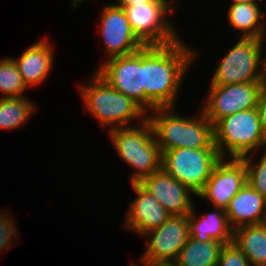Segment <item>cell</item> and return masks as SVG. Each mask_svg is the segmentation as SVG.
I'll list each match as a JSON object with an SVG mask.
<instances>
[{
	"mask_svg": "<svg viewBox=\"0 0 266 266\" xmlns=\"http://www.w3.org/2000/svg\"><path fill=\"white\" fill-rule=\"evenodd\" d=\"M181 38L168 45L143 47L144 110L177 107L179 90L199 51ZM198 53V54H197Z\"/></svg>",
	"mask_w": 266,
	"mask_h": 266,
	"instance_id": "cell-1",
	"label": "cell"
},
{
	"mask_svg": "<svg viewBox=\"0 0 266 266\" xmlns=\"http://www.w3.org/2000/svg\"><path fill=\"white\" fill-rule=\"evenodd\" d=\"M175 107L157 108L147 114L160 152L179 148H216L214 125L200 108L197 116H183Z\"/></svg>",
	"mask_w": 266,
	"mask_h": 266,
	"instance_id": "cell-2",
	"label": "cell"
},
{
	"mask_svg": "<svg viewBox=\"0 0 266 266\" xmlns=\"http://www.w3.org/2000/svg\"><path fill=\"white\" fill-rule=\"evenodd\" d=\"M89 83L79 86L85 111L93 115L108 132L117 128L130 127V121L141 124L147 119V112L132 98L111 87L96 71ZM130 123V124H129ZM129 124V125H128Z\"/></svg>",
	"mask_w": 266,
	"mask_h": 266,
	"instance_id": "cell-3",
	"label": "cell"
},
{
	"mask_svg": "<svg viewBox=\"0 0 266 266\" xmlns=\"http://www.w3.org/2000/svg\"><path fill=\"white\" fill-rule=\"evenodd\" d=\"M107 133L119 158L133 167L130 184L139 183L161 169L162 153L147 119L141 124L117 128Z\"/></svg>",
	"mask_w": 266,
	"mask_h": 266,
	"instance_id": "cell-4",
	"label": "cell"
},
{
	"mask_svg": "<svg viewBox=\"0 0 266 266\" xmlns=\"http://www.w3.org/2000/svg\"><path fill=\"white\" fill-rule=\"evenodd\" d=\"M214 144L221 158L240 159L266 148L257 108L220 119L214 125Z\"/></svg>",
	"mask_w": 266,
	"mask_h": 266,
	"instance_id": "cell-5",
	"label": "cell"
},
{
	"mask_svg": "<svg viewBox=\"0 0 266 266\" xmlns=\"http://www.w3.org/2000/svg\"><path fill=\"white\" fill-rule=\"evenodd\" d=\"M217 62L209 85L264 82L266 58L261 39L242 38Z\"/></svg>",
	"mask_w": 266,
	"mask_h": 266,
	"instance_id": "cell-6",
	"label": "cell"
},
{
	"mask_svg": "<svg viewBox=\"0 0 266 266\" xmlns=\"http://www.w3.org/2000/svg\"><path fill=\"white\" fill-rule=\"evenodd\" d=\"M176 4L174 0H154L143 5H126L122 8L133 34L144 46H161L181 38L169 17L176 11Z\"/></svg>",
	"mask_w": 266,
	"mask_h": 266,
	"instance_id": "cell-7",
	"label": "cell"
},
{
	"mask_svg": "<svg viewBox=\"0 0 266 266\" xmlns=\"http://www.w3.org/2000/svg\"><path fill=\"white\" fill-rule=\"evenodd\" d=\"M217 148H179L162 152L161 168L198 194L221 160Z\"/></svg>",
	"mask_w": 266,
	"mask_h": 266,
	"instance_id": "cell-8",
	"label": "cell"
},
{
	"mask_svg": "<svg viewBox=\"0 0 266 266\" xmlns=\"http://www.w3.org/2000/svg\"><path fill=\"white\" fill-rule=\"evenodd\" d=\"M263 82L209 85L202 111L215 125L220 119L236 112L257 107L259 91Z\"/></svg>",
	"mask_w": 266,
	"mask_h": 266,
	"instance_id": "cell-9",
	"label": "cell"
},
{
	"mask_svg": "<svg viewBox=\"0 0 266 266\" xmlns=\"http://www.w3.org/2000/svg\"><path fill=\"white\" fill-rule=\"evenodd\" d=\"M142 237L146 249L138 260L173 263L189 239L188 214L171 215L159 227L148 231Z\"/></svg>",
	"mask_w": 266,
	"mask_h": 266,
	"instance_id": "cell-10",
	"label": "cell"
},
{
	"mask_svg": "<svg viewBox=\"0 0 266 266\" xmlns=\"http://www.w3.org/2000/svg\"><path fill=\"white\" fill-rule=\"evenodd\" d=\"M104 61L96 72L111 87L132 98L144 109L143 48L133 54Z\"/></svg>",
	"mask_w": 266,
	"mask_h": 266,
	"instance_id": "cell-11",
	"label": "cell"
},
{
	"mask_svg": "<svg viewBox=\"0 0 266 266\" xmlns=\"http://www.w3.org/2000/svg\"><path fill=\"white\" fill-rule=\"evenodd\" d=\"M247 182V170L241 159L222 158L213 168L204 188L197 194L214 207L226 209L230 200Z\"/></svg>",
	"mask_w": 266,
	"mask_h": 266,
	"instance_id": "cell-12",
	"label": "cell"
},
{
	"mask_svg": "<svg viewBox=\"0 0 266 266\" xmlns=\"http://www.w3.org/2000/svg\"><path fill=\"white\" fill-rule=\"evenodd\" d=\"M102 9L98 33L103 38L106 60L133 54L144 47L133 34L123 8L107 4Z\"/></svg>",
	"mask_w": 266,
	"mask_h": 266,
	"instance_id": "cell-13",
	"label": "cell"
},
{
	"mask_svg": "<svg viewBox=\"0 0 266 266\" xmlns=\"http://www.w3.org/2000/svg\"><path fill=\"white\" fill-rule=\"evenodd\" d=\"M139 184L171 215L189 214L195 206L192 195L197 194L162 168L142 179Z\"/></svg>",
	"mask_w": 266,
	"mask_h": 266,
	"instance_id": "cell-14",
	"label": "cell"
},
{
	"mask_svg": "<svg viewBox=\"0 0 266 266\" xmlns=\"http://www.w3.org/2000/svg\"><path fill=\"white\" fill-rule=\"evenodd\" d=\"M131 186L137 196L129 203L122 226L142 237L159 227L171 214L139 183H131Z\"/></svg>",
	"mask_w": 266,
	"mask_h": 266,
	"instance_id": "cell-15",
	"label": "cell"
},
{
	"mask_svg": "<svg viewBox=\"0 0 266 266\" xmlns=\"http://www.w3.org/2000/svg\"><path fill=\"white\" fill-rule=\"evenodd\" d=\"M48 39L44 37L35 41L20 54L19 58L12 57L28 89L43 84L51 73L55 55L54 45Z\"/></svg>",
	"mask_w": 266,
	"mask_h": 266,
	"instance_id": "cell-16",
	"label": "cell"
},
{
	"mask_svg": "<svg viewBox=\"0 0 266 266\" xmlns=\"http://www.w3.org/2000/svg\"><path fill=\"white\" fill-rule=\"evenodd\" d=\"M225 212L229 226L233 230L244 225L264 223L266 198L246 182L230 200Z\"/></svg>",
	"mask_w": 266,
	"mask_h": 266,
	"instance_id": "cell-17",
	"label": "cell"
},
{
	"mask_svg": "<svg viewBox=\"0 0 266 266\" xmlns=\"http://www.w3.org/2000/svg\"><path fill=\"white\" fill-rule=\"evenodd\" d=\"M214 208L208 213H197L195 206L188 214L189 237L199 241L217 240L223 244L233 242V229L229 226L225 209Z\"/></svg>",
	"mask_w": 266,
	"mask_h": 266,
	"instance_id": "cell-18",
	"label": "cell"
},
{
	"mask_svg": "<svg viewBox=\"0 0 266 266\" xmlns=\"http://www.w3.org/2000/svg\"><path fill=\"white\" fill-rule=\"evenodd\" d=\"M260 8L259 3H230L226 14L228 25L239 30L242 38L261 39L266 16Z\"/></svg>",
	"mask_w": 266,
	"mask_h": 266,
	"instance_id": "cell-19",
	"label": "cell"
},
{
	"mask_svg": "<svg viewBox=\"0 0 266 266\" xmlns=\"http://www.w3.org/2000/svg\"><path fill=\"white\" fill-rule=\"evenodd\" d=\"M233 242L247 257L251 266H266V225L264 223L235 228Z\"/></svg>",
	"mask_w": 266,
	"mask_h": 266,
	"instance_id": "cell-20",
	"label": "cell"
},
{
	"mask_svg": "<svg viewBox=\"0 0 266 266\" xmlns=\"http://www.w3.org/2000/svg\"><path fill=\"white\" fill-rule=\"evenodd\" d=\"M223 243L189 237L173 262L175 266H217Z\"/></svg>",
	"mask_w": 266,
	"mask_h": 266,
	"instance_id": "cell-21",
	"label": "cell"
},
{
	"mask_svg": "<svg viewBox=\"0 0 266 266\" xmlns=\"http://www.w3.org/2000/svg\"><path fill=\"white\" fill-rule=\"evenodd\" d=\"M28 97L0 98V129L17 130L23 127L37 109Z\"/></svg>",
	"mask_w": 266,
	"mask_h": 266,
	"instance_id": "cell-22",
	"label": "cell"
},
{
	"mask_svg": "<svg viewBox=\"0 0 266 266\" xmlns=\"http://www.w3.org/2000/svg\"><path fill=\"white\" fill-rule=\"evenodd\" d=\"M27 89L13 58L0 59V98L23 97Z\"/></svg>",
	"mask_w": 266,
	"mask_h": 266,
	"instance_id": "cell-23",
	"label": "cell"
},
{
	"mask_svg": "<svg viewBox=\"0 0 266 266\" xmlns=\"http://www.w3.org/2000/svg\"><path fill=\"white\" fill-rule=\"evenodd\" d=\"M262 151L258 152V154H262L258 155L259 159L256 152L240 159L246 166L248 184L266 198V148ZM255 158L257 159L255 160Z\"/></svg>",
	"mask_w": 266,
	"mask_h": 266,
	"instance_id": "cell-24",
	"label": "cell"
},
{
	"mask_svg": "<svg viewBox=\"0 0 266 266\" xmlns=\"http://www.w3.org/2000/svg\"><path fill=\"white\" fill-rule=\"evenodd\" d=\"M5 211L3 213L0 212V253L9 250L8 248L12 247V245H16L18 238L17 224L14 222L15 219H13L14 217H12L10 212ZM14 241L16 242L14 243Z\"/></svg>",
	"mask_w": 266,
	"mask_h": 266,
	"instance_id": "cell-25",
	"label": "cell"
},
{
	"mask_svg": "<svg viewBox=\"0 0 266 266\" xmlns=\"http://www.w3.org/2000/svg\"><path fill=\"white\" fill-rule=\"evenodd\" d=\"M217 266H251L247 257L234 242L224 244Z\"/></svg>",
	"mask_w": 266,
	"mask_h": 266,
	"instance_id": "cell-26",
	"label": "cell"
},
{
	"mask_svg": "<svg viewBox=\"0 0 266 266\" xmlns=\"http://www.w3.org/2000/svg\"><path fill=\"white\" fill-rule=\"evenodd\" d=\"M256 108L259 114L263 133L266 136V80L261 85Z\"/></svg>",
	"mask_w": 266,
	"mask_h": 266,
	"instance_id": "cell-27",
	"label": "cell"
},
{
	"mask_svg": "<svg viewBox=\"0 0 266 266\" xmlns=\"http://www.w3.org/2000/svg\"><path fill=\"white\" fill-rule=\"evenodd\" d=\"M152 1L154 0H114V2L110 3L109 5L122 8L126 7V5H143Z\"/></svg>",
	"mask_w": 266,
	"mask_h": 266,
	"instance_id": "cell-28",
	"label": "cell"
},
{
	"mask_svg": "<svg viewBox=\"0 0 266 266\" xmlns=\"http://www.w3.org/2000/svg\"><path fill=\"white\" fill-rule=\"evenodd\" d=\"M130 262H131L130 266H139V265L136 264L137 261H135V262L130 261ZM138 262H139L140 265L142 264V266H175L174 263H167V262H164V263H152V262L139 261V260H138Z\"/></svg>",
	"mask_w": 266,
	"mask_h": 266,
	"instance_id": "cell-29",
	"label": "cell"
},
{
	"mask_svg": "<svg viewBox=\"0 0 266 266\" xmlns=\"http://www.w3.org/2000/svg\"><path fill=\"white\" fill-rule=\"evenodd\" d=\"M230 2L231 3H260L258 2V0H231Z\"/></svg>",
	"mask_w": 266,
	"mask_h": 266,
	"instance_id": "cell-30",
	"label": "cell"
},
{
	"mask_svg": "<svg viewBox=\"0 0 266 266\" xmlns=\"http://www.w3.org/2000/svg\"><path fill=\"white\" fill-rule=\"evenodd\" d=\"M265 38H266V21H264V30H263V34L261 37V42H262L263 46H266V45H264V43H266ZM265 58H266V56H265Z\"/></svg>",
	"mask_w": 266,
	"mask_h": 266,
	"instance_id": "cell-31",
	"label": "cell"
},
{
	"mask_svg": "<svg viewBox=\"0 0 266 266\" xmlns=\"http://www.w3.org/2000/svg\"><path fill=\"white\" fill-rule=\"evenodd\" d=\"M83 1H85V0H71V6H72L73 8H77V6H78L79 4H81Z\"/></svg>",
	"mask_w": 266,
	"mask_h": 266,
	"instance_id": "cell-32",
	"label": "cell"
}]
</instances>
